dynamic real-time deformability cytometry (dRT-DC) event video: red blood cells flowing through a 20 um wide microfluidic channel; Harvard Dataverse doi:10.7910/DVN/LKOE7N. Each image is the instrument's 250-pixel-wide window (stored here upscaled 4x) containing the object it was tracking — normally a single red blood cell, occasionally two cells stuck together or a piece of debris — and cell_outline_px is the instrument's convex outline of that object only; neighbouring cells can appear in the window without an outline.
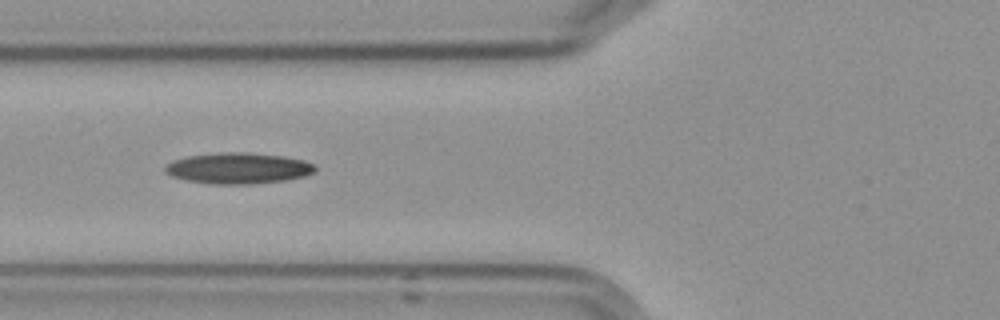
{"species": "Egyptian fruit bat (a non-hibernating species)", "species_latin": "Rousettus aegyptiacus", "temperature_condition": "cold", "stored_images_in_passage": 7, "camera_frame_rate_fps": 3000, "um_per_image_px": 0.085, "frame": {"image": 1, "passage_image": 2, "time_ms": 1.0, "image_size_px": [1000, 320], "cell_outline_px": [[316, 172], [304, 176], [284, 180], [252, 184], [212, 184], [188, 180], [172, 176], [164, 172], [164, 168], [172, 160], [184, 156], [220, 152], [248, 152], [284, 156], [304, 160], [316, 164]], "centroid_in_image_um": [20.26, 14.29], "position_along_channel_um": 105.5, "area_um2": 27.34}}